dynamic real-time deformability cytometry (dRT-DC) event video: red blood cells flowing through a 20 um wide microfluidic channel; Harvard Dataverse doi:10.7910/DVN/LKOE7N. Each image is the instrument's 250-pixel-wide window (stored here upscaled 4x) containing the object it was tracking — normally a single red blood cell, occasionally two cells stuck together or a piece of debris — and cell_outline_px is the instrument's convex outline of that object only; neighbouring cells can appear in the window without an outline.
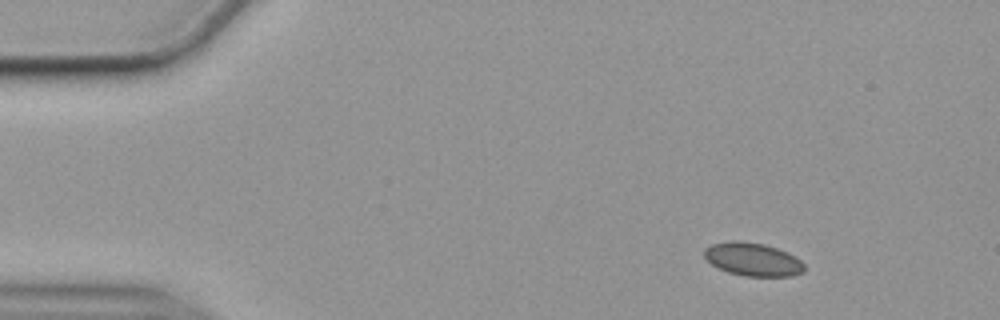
{"species": "common noctule bat (a hibernating species)", "species_latin": "Nyctalus noctula", "temperature_condition": "cold", "stored_images_in_passage": 52, "segment_of_instrument_passage": [1, 2], "camera_frame_rate_fps": 3000, "um_per_image_px": 0.085, "animal": {"sex": "female", "body_mass_g": 19.9}, "frame": {"image": 1, "passage_image": 1, "time_ms": 0.0, "image_size_px": [1000, 320], "cell_outline_px": [[804, 272], [792, 276], [744, 276], [728, 272], [712, 264], [704, 256], [704, 248], [712, 244], [732, 240], [740, 240], [764, 244], [788, 252], [796, 256], [804, 264]], "centroid_in_image_um": [64.0, 22.04], "position_along_channel_um": 21.0, "area_um2": 19.42}}
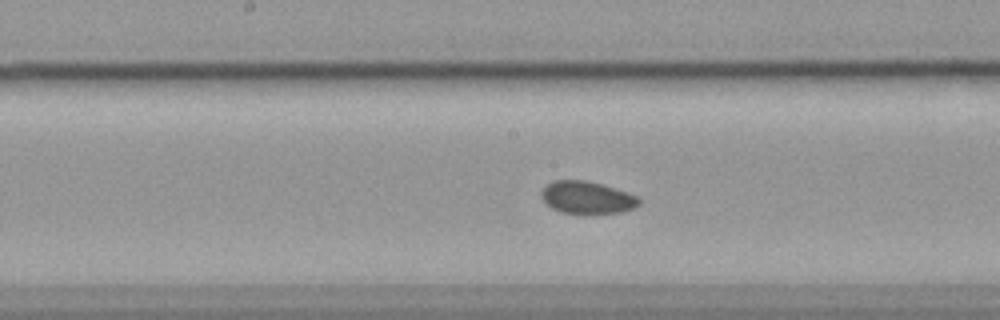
{"frame": {"image": 2, "passage_image": 23, "time_ms": 7.333, "image_size_px": [1000, 320], "cell_outline_px": [[640, 204], [632, 208], [620, 212], [592, 216], [560, 212], [544, 204], [540, 196], [540, 192], [552, 180], [588, 180], [604, 184], [636, 196], [640, 200]], "centroid_in_image_um": [49.85, 16.82], "position_along_channel_um": 198.3, "area_um2": 19.07}}
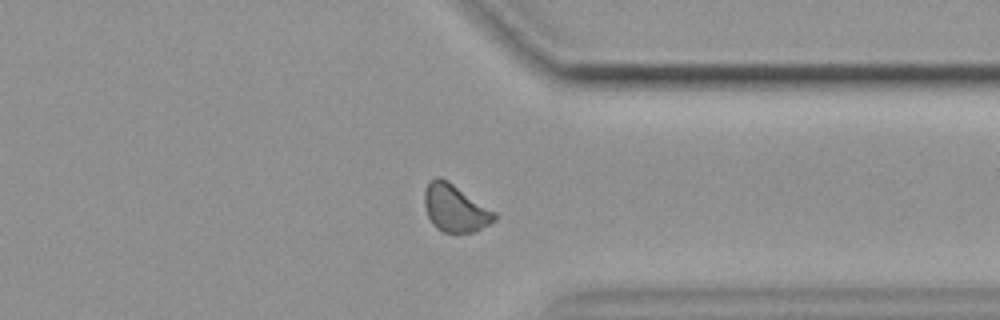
{"frame": {"image": 3, "passage_image": 38, "time_ms": 12.333, "image_size_px": [1000, 320], "cell_outline_px": [[496, 220], [472, 232], [444, 232], [436, 228], [432, 224], [428, 216], [424, 204], [424, 192], [428, 184], [436, 176], [440, 176], [448, 180], [496, 212]], "centroid_in_image_um": [38.67, 17.68], "position_along_channel_um": 372.7, "area_um2": 19.19}}